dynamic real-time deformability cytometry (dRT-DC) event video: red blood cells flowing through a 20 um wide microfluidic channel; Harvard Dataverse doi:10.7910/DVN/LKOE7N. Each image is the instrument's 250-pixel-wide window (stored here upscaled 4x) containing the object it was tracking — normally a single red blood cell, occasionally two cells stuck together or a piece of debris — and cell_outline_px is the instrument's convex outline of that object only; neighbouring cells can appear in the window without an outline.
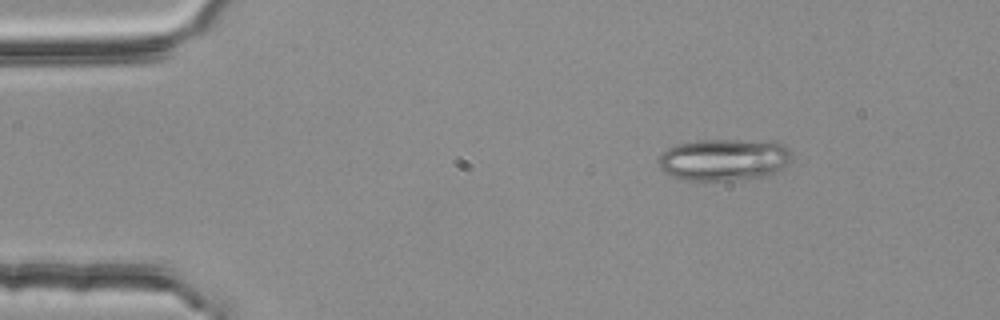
{"species": "common noctule bat (a hibernating species)", "species_latin": "Nyctalus noctula", "temperature_condition": "room temperature", "stored_images_in_passage": 4, "camera_frame_rate_fps": 3000, "um_per_image_px": 0.085, "animal": {"sex": "female", "body_mass_g": 25.1}, "frame": {"image": 1, "passage_image": 1, "time_ms": 0.0, "image_size_px": [1000, 320], "cell_outline_px": [[792, 160], [788, 164], [776, 172], [760, 176], [728, 180], [680, 180], [664, 172], [660, 168], [656, 160], [668, 148], [676, 144], [700, 140], [736, 140], [784, 144], [792, 152]], "centroid_in_image_um": [61.5, 13.57], "position_along_channel_um": 23.5, "area_um2": 32.31}}